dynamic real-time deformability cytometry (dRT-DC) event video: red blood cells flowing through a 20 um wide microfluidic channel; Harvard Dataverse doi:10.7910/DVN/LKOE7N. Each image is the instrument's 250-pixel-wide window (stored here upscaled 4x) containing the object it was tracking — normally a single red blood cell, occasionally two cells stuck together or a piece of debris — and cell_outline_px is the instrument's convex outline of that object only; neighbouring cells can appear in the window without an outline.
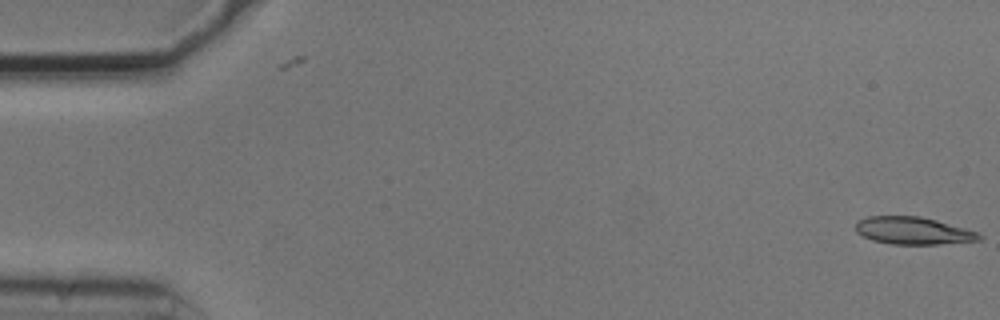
{"species": "common noctule bat (a hibernating species)", "species_latin": "Nyctalus noctula", "temperature_condition": "cold", "stored_images_in_passage": 2, "camera_frame_rate_fps": 3000, "um_per_image_px": 0.085, "animal": {"sex": "male", "body_mass_g": 20.5, "forearm_length_mm": 52.5}, "frame": {"image": 1, "passage_image": 2, "time_ms": 0.333, "image_size_px": [1000, 320], "cell_outline_px": [[984, 236], [980, 240], [940, 244], [888, 244], [872, 240], [856, 232], [856, 220], [868, 216], [920, 216], [936, 220], [980, 232]], "centroid_in_image_um": [77.63, 19.61], "position_along_channel_um": 7.4, "area_um2": 19.88}}